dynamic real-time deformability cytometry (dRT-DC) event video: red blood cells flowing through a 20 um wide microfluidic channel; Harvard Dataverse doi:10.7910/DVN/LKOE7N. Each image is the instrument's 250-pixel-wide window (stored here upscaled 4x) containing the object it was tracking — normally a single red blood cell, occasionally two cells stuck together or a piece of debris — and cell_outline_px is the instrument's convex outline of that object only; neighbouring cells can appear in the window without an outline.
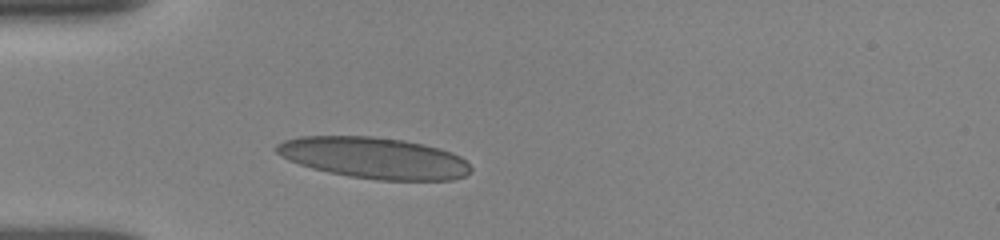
{"species": "human", "species_latin": "Homo sapiens", "temperature_condition": "room temperature", "stored_images_in_passage": 15, "camera_frame_rate_fps": 3000, "um_per_image_px": 0.085, "donor": {"sex": "female"}, "frame": {"image": 1, "passage_image": 9, "time_ms": 2.333, "image_size_px": [1000, 240], "cell_outline_px": [[472, 172], [464, 176], [452, 180], [376, 180], [348, 176], [328, 172], [312, 168], [288, 160], [276, 152], [276, 144], [284, 140], [300, 136], [372, 136], [404, 140], [424, 144], [440, 148], [452, 152], [460, 156], [472, 168]], "centroid_in_image_um": [31.81, 13.42], "position_along_channel_um": 53.2, "area_um2": 46.93}}
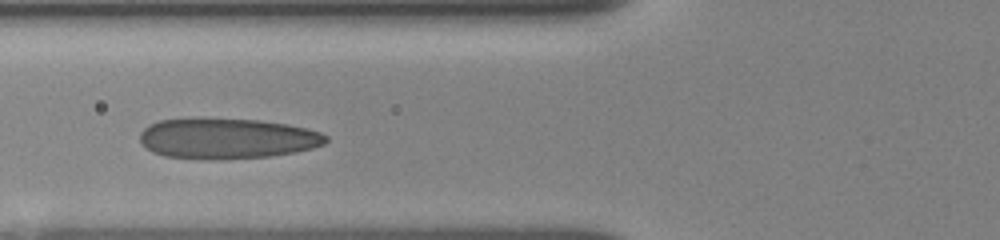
{"frame": {"image": 2, "passage_image": 14, "time_ms": 4.0, "image_size_px": [1000, 240], "cell_outline_px": [[328, 140], [324, 144], [312, 148], [296, 152], [268, 156], [212, 160], [208, 160], [164, 156], [152, 152], [140, 140], [140, 132], [148, 124], [160, 120], [260, 120], [288, 124], [308, 128], [320, 132], [328, 136]], "centroid_in_image_um": [19.34, 11.79], "position_along_channel_um": 106.5, "area_um2": 43.47}}